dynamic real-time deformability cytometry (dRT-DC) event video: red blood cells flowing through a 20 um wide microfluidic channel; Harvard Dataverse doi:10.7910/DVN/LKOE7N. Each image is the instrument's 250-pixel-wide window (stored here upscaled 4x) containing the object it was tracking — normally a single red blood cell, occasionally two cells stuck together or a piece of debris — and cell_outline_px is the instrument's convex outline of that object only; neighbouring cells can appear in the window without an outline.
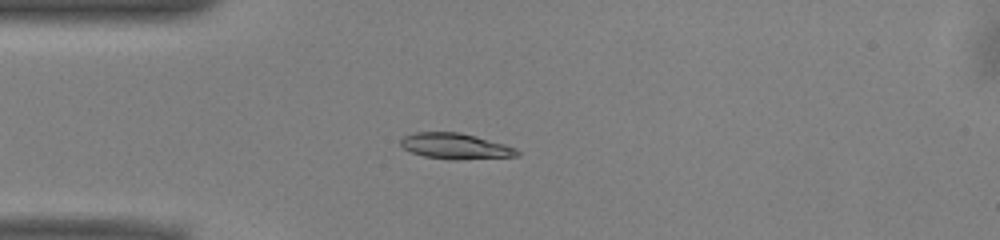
{"species": "common noctule bat (a hibernating species)", "species_latin": "Nyctalus noctula", "temperature_condition": "warm", "stored_images_in_passage": 41, "camera_frame_rate_fps": 3000, "um_per_image_px": 0.085, "animal": {"sex": "male", "body_mass_g": 13.0, "forearm_length_mm": 53.1}, "frame": {"image": 1, "passage_image": 6, "time_ms": 1.667, "image_size_px": [1000, 240], "cell_outline_px": [[520, 156], [456, 160], [448, 160], [424, 156], [412, 152], [404, 148], [400, 144], [400, 140], [404, 136], [412, 132], [460, 132], [476, 136], [504, 144], [516, 148], [520, 152]], "centroid_in_image_um": [38.71, 12.43], "position_along_channel_um": 46.3, "area_um2": 17.63}}
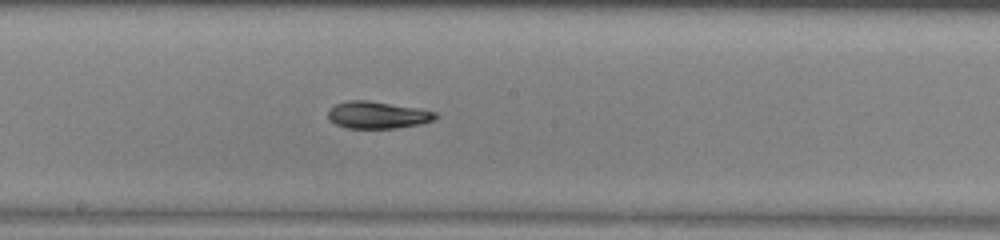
{"frame": {"image": 2, "passage_image": 20, "time_ms": 6.333, "image_size_px": [1000, 240], "cell_outline_px": [[440, 116], [432, 120], [420, 124], [396, 128], [348, 128], [336, 124], [328, 120], [328, 112], [336, 104], [348, 100], [368, 100], [420, 108], [436, 112]], "centroid_in_image_um": [32.11, 9.77], "position_along_channel_um": 216.1, "area_um2": 16.99}}
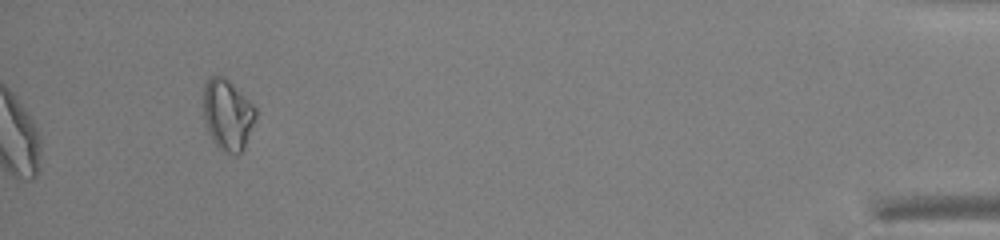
{"frame": {"image": 3, "passage_image": 41, "time_ms": 13.333, "image_size_px": [1000, 240], "cell_outline_px": [[256, 116], [244, 148], [236, 156], [224, 152], [212, 140], [208, 132], [204, 116], [204, 84], [208, 76], [224, 76], [256, 108]], "centroid_in_image_um": [19.33, 9.76], "position_along_channel_um": 415.9, "area_um2": 21.39}, "authors_computed_cell_mechanics": {"area_um2": 17.3978, "velocity_mm_per_s": 3.9323, "shape_relaxation_time_tau1_ms": 4.1541, "shape_relaxation_time_tau2_ms": null, "deformation_change_tau1": 0.1259, "deformation_change_tau2": null}}